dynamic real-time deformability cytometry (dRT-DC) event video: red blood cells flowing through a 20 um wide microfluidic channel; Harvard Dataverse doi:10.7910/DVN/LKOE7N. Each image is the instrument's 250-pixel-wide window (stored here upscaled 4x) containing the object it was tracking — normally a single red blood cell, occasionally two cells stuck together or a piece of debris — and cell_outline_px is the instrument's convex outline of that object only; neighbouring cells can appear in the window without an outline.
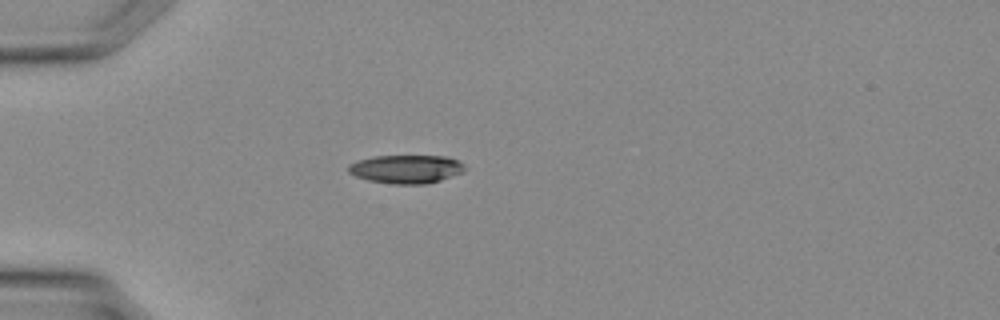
{"species": "Egyptian fruit bat (a non-hibernating species)", "species_latin": "Rousettus aegyptiacus", "temperature_condition": "warm", "stored_images_in_passage": 22, "camera_frame_rate_fps": 3000, "um_per_image_px": 0.085, "animal": {"sex": "female"}, "frame": {"image": 1, "passage_image": 1, "time_ms": 0.0, "image_size_px": [1000, 320], "cell_outline_px": [[464, 172], [440, 180], [424, 184], [392, 184], [368, 180], [356, 176], [348, 172], [348, 164], [360, 160], [376, 156], [448, 156], [464, 164]], "centroid_in_image_um": [34.53, 14.37], "position_along_channel_um": 50.5, "area_um2": 19.19}}
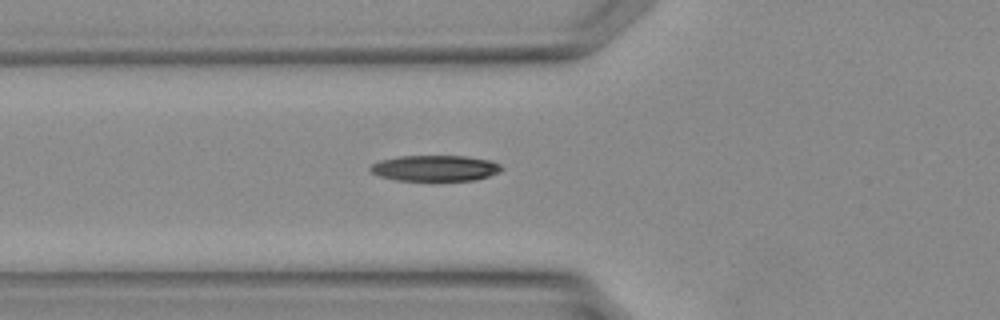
{"frame": {"image": 2, "passage_image": 4, "time_ms": 1.0, "image_size_px": [1000, 320], "cell_outline_px": [[504, 168], [500, 172], [476, 180], [396, 180], [380, 176], [372, 172], [368, 168], [372, 164], [380, 160], [400, 156], [464, 156], [492, 160], [500, 164]], "centroid_in_image_um": [37.01, 14.29], "position_along_channel_um": 88.8, "area_um2": 19.77}}
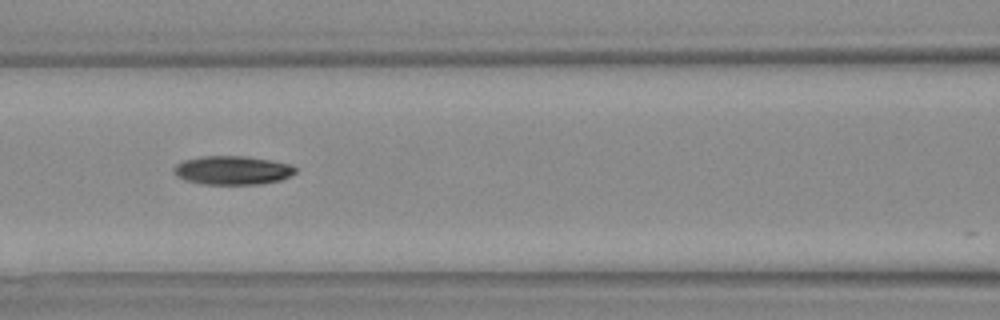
{"frame": {"image": 3, "passage_image": 7, "time_ms": 2.0, "image_size_px": [1000, 320], "cell_outline_px": [[296, 172], [280, 180], [260, 184], [204, 184], [184, 180], [176, 176], [172, 172], [172, 168], [176, 164], [184, 160], [200, 156], [248, 156], [272, 160], [288, 164], [296, 168]], "centroid_in_image_um": [19.71, 14.47], "position_along_channel_um": 146.9, "area_um2": 20.46}}